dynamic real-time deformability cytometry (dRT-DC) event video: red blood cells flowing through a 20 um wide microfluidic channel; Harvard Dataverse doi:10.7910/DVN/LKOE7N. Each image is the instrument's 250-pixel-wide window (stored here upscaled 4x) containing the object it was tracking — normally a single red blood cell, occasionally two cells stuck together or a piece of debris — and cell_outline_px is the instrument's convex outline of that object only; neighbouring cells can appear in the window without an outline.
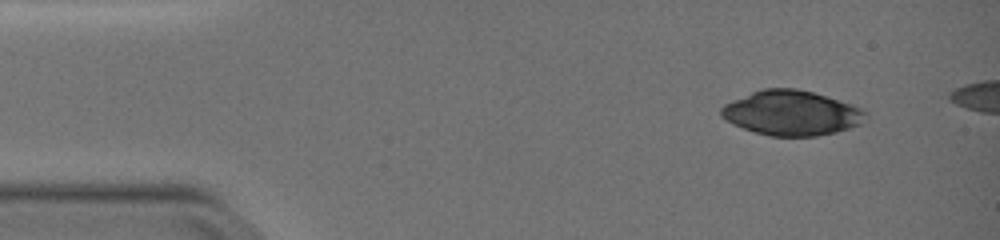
{"species": "common noctule bat (a hibernating species)", "species_latin": "Nyctalus noctula", "temperature_condition": "warm", "stored_images_in_passage": 10, "camera_frame_rate_fps": 3000, "um_per_image_px": 0.085, "animal": {"sex": "female", "body_mass_g": 19.0, "forearm_length_mm": 51.5}, "frame": {"image": 1, "passage_image": 4, "time_ms": 1.0, "image_size_px": [1000, 240], "cell_outline_px": [[868, 116], [860, 124], [836, 132], [816, 136], [772, 136], [756, 132], [732, 124], [720, 116], [720, 108], [724, 104], [732, 100], [752, 92], [764, 88], [796, 88], [812, 92], [852, 104], [868, 112]], "centroid_in_image_um": [67.27, 9.6], "position_along_channel_um": 17.7, "area_um2": 37.63}}